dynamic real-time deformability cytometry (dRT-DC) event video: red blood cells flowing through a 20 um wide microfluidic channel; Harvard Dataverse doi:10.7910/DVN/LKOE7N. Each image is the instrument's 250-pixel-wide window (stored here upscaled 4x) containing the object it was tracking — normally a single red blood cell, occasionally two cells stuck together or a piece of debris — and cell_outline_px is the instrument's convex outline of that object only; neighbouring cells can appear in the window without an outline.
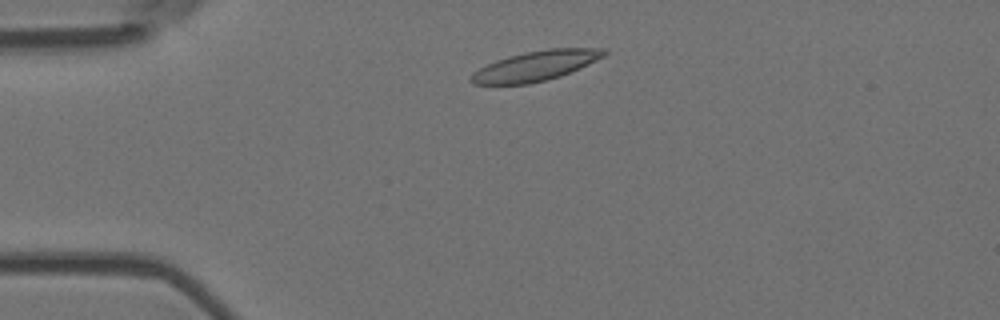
{"species": "Egyptian fruit bat (a non-hibernating species)", "species_latin": "Rousettus aegyptiacus", "temperature_condition": "room temperature", "stored_images_in_passage": 3, "camera_frame_rate_fps": 3000, "um_per_image_px": 0.085, "animal": {"sex": "female"}, "frame": {"image": 1, "passage_image": 1, "time_ms": 0.0, "image_size_px": [1000, 320], "cell_outline_px": [[608, 52], [604, 56], [580, 68], [560, 76], [528, 84], [472, 84], [468, 80], [472, 72], [496, 60], [508, 56], [524, 52], [548, 48], [604, 48]], "centroid_in_image_um": [45.51, 5.59], "position_along_channel_um": 39.5, "area_um2": 23.12}}
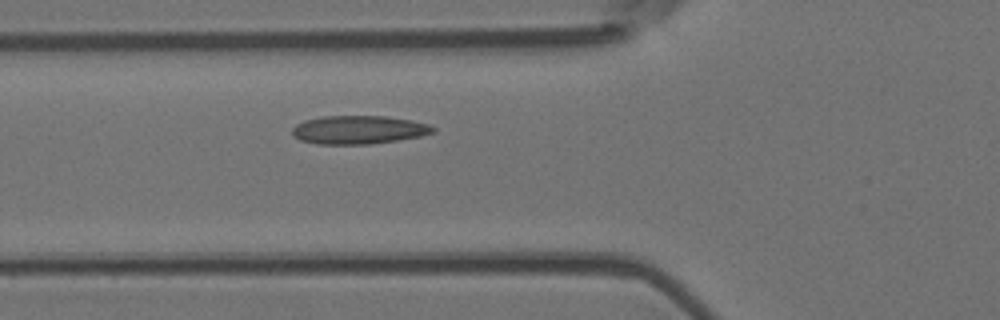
{"frame": {"image": 2, "passage_image": 3, "time_ms": 0.667, "image_size_px": [1000, 320], "cell_outline_px": [[436, 132], [420, 136], [396, 140], [368, 144], [316, 144], [300, 140], [292, 136], [292, 128], [296, 124], [304, 120], [320, 116], [384, 116], [432, 124], [436, 128]], "centroid_in_image_um": [30.47, 11.03], "position_along_channel_um": 95.3, "area_um2": 23.41}}